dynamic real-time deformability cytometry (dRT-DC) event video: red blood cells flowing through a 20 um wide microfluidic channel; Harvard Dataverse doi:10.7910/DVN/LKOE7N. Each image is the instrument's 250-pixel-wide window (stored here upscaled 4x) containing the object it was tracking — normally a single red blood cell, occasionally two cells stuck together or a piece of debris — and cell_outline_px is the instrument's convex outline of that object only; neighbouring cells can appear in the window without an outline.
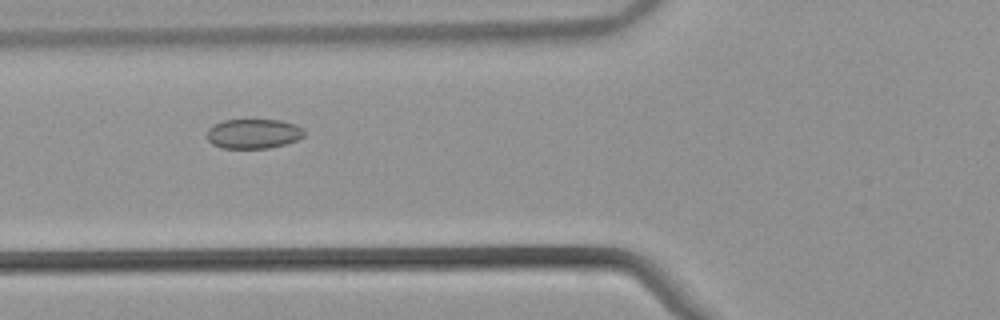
{"species": "common noctule bat (a hibernating species)", "species_latin": "Nyctalus noctula", "temperature_condition": "warm", "stored_images_in_passage": 52, "camera_frame_rate_fps": 3000, "um_per_image_px": 0.085, "animal": {"sex": "male", "body_mass_g": 21.5, "forearm_length_mm": 52.0}, "frame": {"image": 1, "passage_image": 19, "time_ms": 6.0, "image_size_px": [1000, 320], "cell_outline_px": [[304, 136], [296, 140], [284, 144], [268, 148], [224, 148], [212, 144], [204, 136], [208, 128], [224, 120], [280, 120], [296, 124], [304, 128]], "centroid_in_image_um": [21.53, 11.36], "position_along_channel_um": 104.3, "area_um2": 16.88}}
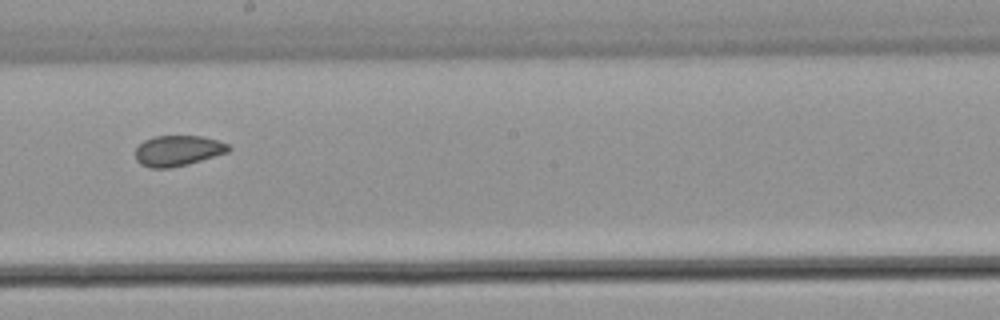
{"frame": {"image": 2, "passage_image": 29, "time_ms": 9.333, "image_size_px": [1000, 320], "cell_outline_px": [[232, 148], [228, 152], [188, 164], [168, 168], [152, 168], [140, 164], [136, 160], [136, 148], [144, 140], [152, 136], [200, 136], [216, 140], [228, 144]], "centroid_in_image_um": [15.11, 12.81], "position_along_channel_um": 233.1, "area_um2": 16.53}}
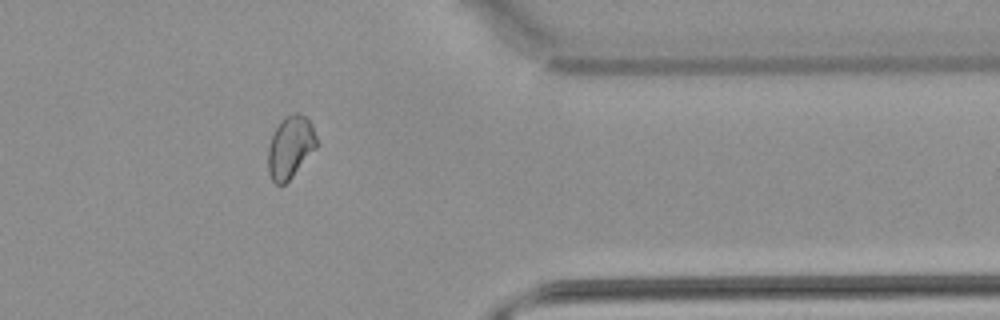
{"frame": {"image": 3, "passage_image": 42, "time_ms": 13.667, "image_size_px": [1000, 320], "cell_outline_px": [[320, 144], [292, 176], [284, 184], [276, 184], [272, 180], [268, 172], [268, 148], [272, 136], [280, 120], [296, 112], [308, 116], [312, 124]], "centroid_in_image_um": [24.71, 12.47], "position_along_channel_um": 386.7, "area_um2": 17.74}, "authors_computed_cell_mechanics": {"area_um2": 17.9758, "velocity_mm_per_s": 3.8676, "shape_relaxation_time_tau1_ms": null, "shape_relaxation_time_tau2_ms": 2.5494, "deformation_change_tau1": null, "deformation_change_tau2": 0.072}}